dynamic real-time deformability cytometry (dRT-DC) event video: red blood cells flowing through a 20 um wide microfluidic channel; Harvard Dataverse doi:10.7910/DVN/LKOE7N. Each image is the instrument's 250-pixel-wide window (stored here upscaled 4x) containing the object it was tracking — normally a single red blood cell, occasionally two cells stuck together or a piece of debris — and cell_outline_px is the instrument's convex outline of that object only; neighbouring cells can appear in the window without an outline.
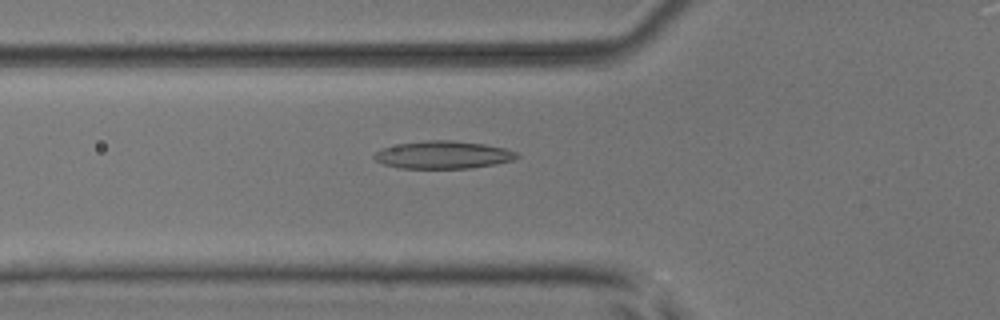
{"species": "common noctule bat (a hibernating species)", "species_latin": "Nyctalus noctula", "temperature_condition": "room temperature", "stored_images_in_passage": 54, "segment_of_instrument_passage": [1, 2], "camera_frame_rate_fps": 3000, "um_per_image_px": 0.085, "animal": {"sex": "male", "body_mass_g": 17.9, "forearm_length_mm": 54.2}, "frame": {"image": 1, "passage_image": 19, "time_ms": 6.0, "image_size_px": [1000, 320], "cell_outline_px": [[520, 156], [512, 160], [496, 164], [472, 168], [400, 168], [384, 164], [376, 160], [372, 156], [380, 148], [400, 144], [428, 140], [452, 140], [484, 144], [504, 148], [516, 152]], "centroid_in_image_um": [37.66, 13.16], "position_along_channel_um": 88.1, "area_um2": 22.89}}
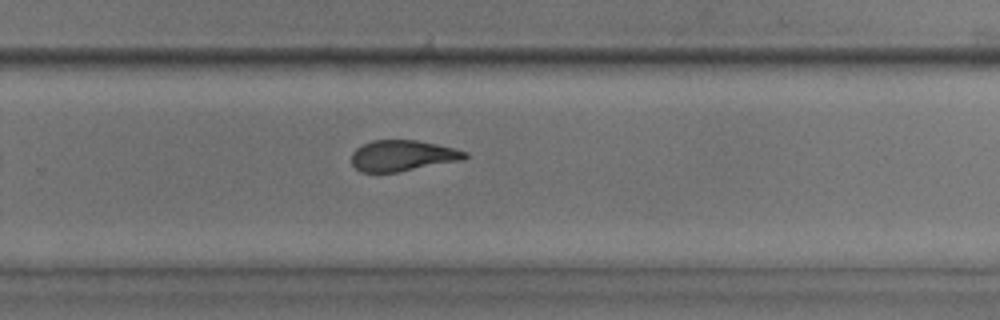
{"frame": {"image": 2, "passage_image": 35, "time_ms": 11.333, "image_size_px": [1000, 320], "cell_outline_px": [[468, 156], [464, 160], [396, 172], [360, 172], [352, 164], [352, 152], [356, 148], [372, 140], [416, 140], [456, 148], [468, 152]], "centroid_in_image_um": [34.24, 13.23], "position_along_channel_um": 295.6, "area_um2": 20.46}}
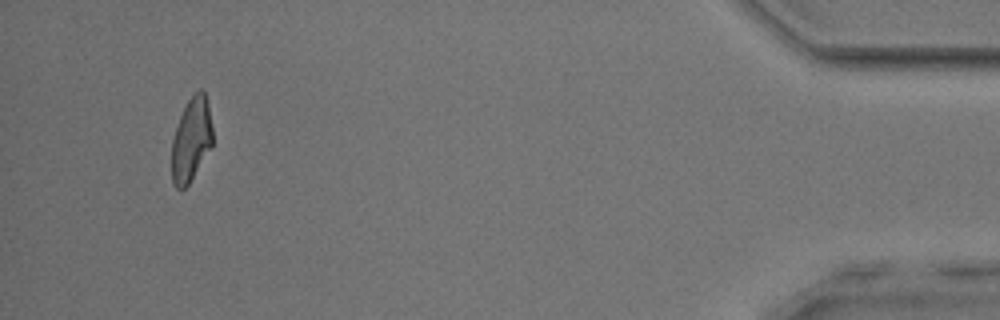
{"frame": {"image": 3, "passage_image": 50, "time_ms": 16.333, "image_size_px": [1000, 320], "cell_outline_px": [[212, 148], [188, 184], [184, 188], [176, 188], [172, 184], [172, 140], [180, 116], [188, 100], [200, 88], [204, 88], [208, 100], [212, 128]], "centroid_in_image_um": [16.28, 11.85], "position_along_channel_um": 418.9, "area_um2": 20.06}}